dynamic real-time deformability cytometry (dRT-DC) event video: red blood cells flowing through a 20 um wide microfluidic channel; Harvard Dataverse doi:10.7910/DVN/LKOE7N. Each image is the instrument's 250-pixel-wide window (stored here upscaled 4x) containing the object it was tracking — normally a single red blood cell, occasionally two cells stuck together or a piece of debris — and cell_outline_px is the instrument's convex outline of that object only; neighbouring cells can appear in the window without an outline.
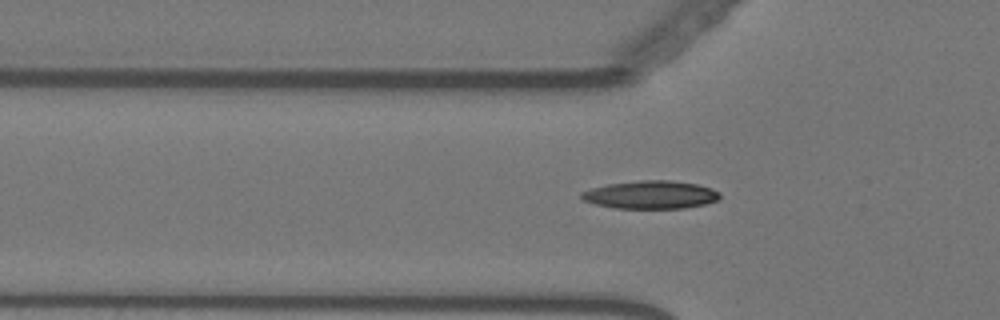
{"species": "Egyptian fruit bat (a non-hibernating species)", "species_latin": "Rousettus aegyptiacus", "temperature_condition": "warm", "stored_images_in_passage": 57, "camera_frame_rate_fps": 3000, "um_per_image_px": 0.085, "animal": {"sex": "female"}, "frame": {"image": 1, "passage_image": 19, "time_ms": 6.0, "image_size_px": [1000, 320], "cell_outline_px": [[720, 196], [716, 200], [704, 204], [684, 208], [616, 208], [596, 204], [580, 200], [580, 192], [592, 188], [608, 184], [640, 180], [672, 180], [696, 184], [712, 188], [720, 192]], "centroid_in_image_um": [55.28, 16.55], "position_along_channel_um": 70.5, "area_um2": 22.6}}
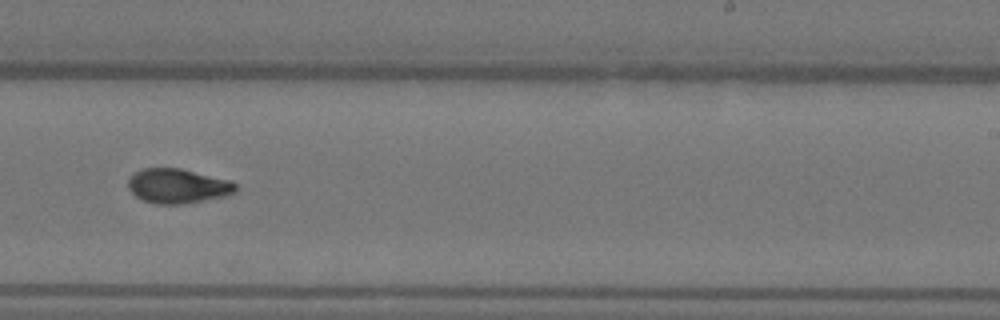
{"frame": {"image": 2, "passage_image": 36, "time_ms": 11.667, "image_size_px": [1000, 320], "cell_outline_px": [[236, 192], [224, 196], [184, 204], [156, 204], [144, 200], [136, 196], [128, 188], [128, 180], [136, 172], [144, 168], [180, 168], [232, 180], [236, 184]], "centroid_in_image_um": [15.13, 15.81], "position_along_channel_um": 273.9, "area_um2": 21.62}}
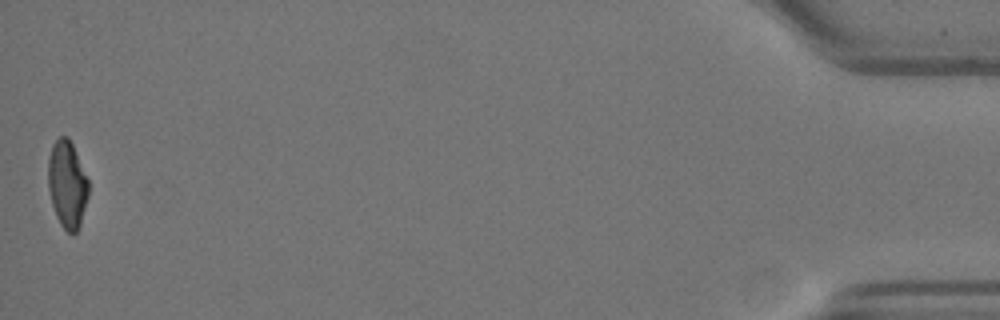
{"frame": {"image": 3, "passage_image": 57, "time_ms": 18.667, "image_size_px": [1000, 320], "cell_outline_px": [[88, 196], [80, 224], [76, 232], [72, 236], [60, 224], [56, 216], [52, 204], [48, 188], [48, 156], [52, 144], [60, 136], [68, 136], [72, 144], [88, 180]], "centroid_in_image_um": [5.69, 15.67], "position_along_channel_um": 429.5, "area_um2": 20.46}, "authors_computed_cell_mechanics": {"area_um2": 20.9814, "velocity_mm_per_s": 3.5778, "shape_relaxation_time_tau1_ms": 7.3615, "shape_relaxation_time_tau2_ms": 2.6206, "deformation_change_tau1": 0.2201, "deformation_change_tau2": 0.068}}